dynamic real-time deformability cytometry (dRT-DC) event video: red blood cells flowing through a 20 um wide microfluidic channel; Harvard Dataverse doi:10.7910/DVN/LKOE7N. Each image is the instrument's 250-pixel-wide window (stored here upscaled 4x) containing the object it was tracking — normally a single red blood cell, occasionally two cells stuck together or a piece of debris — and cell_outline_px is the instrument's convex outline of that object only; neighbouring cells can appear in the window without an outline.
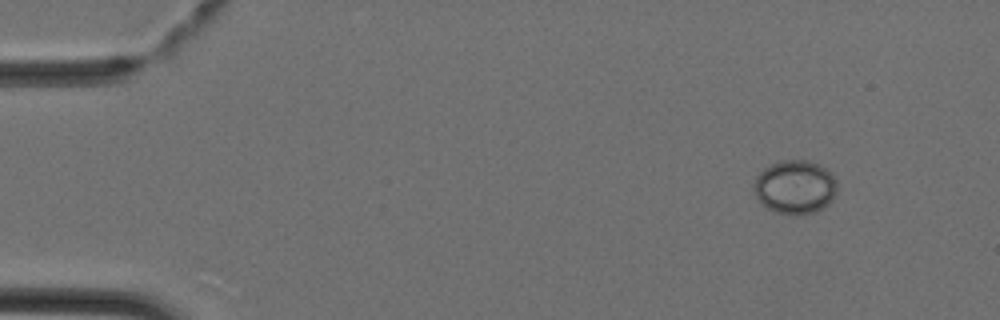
{"species": "Egyptian fruit bat (a non-hibernating species)", "species_latin": "Rousettus aegyptiacus", "temperature_condition": "cold", "stored_images_in_passage": 4, "camera_frame_rate_fps": 3000, "um_per_image_px": 0.085, "animal": {"sex": "female"}, "frame": {"image": 1, "passage_image": 1, "time_ms": 0.0, "image_size_px": [1000, 320], "cell_outline_px": [[836, 192], [832, 200], [828, 204], [816, 212], [776, 212], [768, 208], [752, 192], [752, 184], [756, 176], [764, 168], [780, 160], [808, 160], [820, 164], [832, 172], [836, 180]], "centroid_in_image_um": [67.58, 15.84], "position_along_channel_um": 17.4, "area_um2": 25.89}}